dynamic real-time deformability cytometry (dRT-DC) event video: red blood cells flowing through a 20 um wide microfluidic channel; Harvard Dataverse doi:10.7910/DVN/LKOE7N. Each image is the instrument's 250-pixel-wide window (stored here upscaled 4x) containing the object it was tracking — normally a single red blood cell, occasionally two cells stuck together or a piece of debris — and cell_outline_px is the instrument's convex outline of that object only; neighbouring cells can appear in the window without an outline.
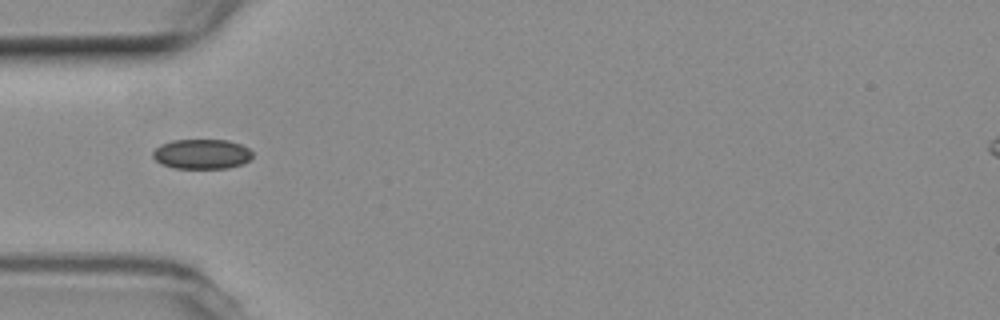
{"species": "common noctule bat (a hibernating species)", "species_latin": "Nyctalus noctula", "temperature_condition": "room temperature", "stored_images_in_passage": 7, "camera_frame_rate_fps": 3000, "um_per_image_px": 0.085, "animal": {"sex": "female", "body_mass_g": 19.3, "forearm_length_mm": 54.1}, "frame": {"image": 1, "passage_image": 1, "time_ms": 0.0, "image_size_px": [1000, 320], "cell_outline_px": [[252, 156], [244, 164], [228, 168], [176, 168], [160, 164], [152, 156], [152, 152], [160, 144], [172, 140], [228, 140], [240, 144], [248, 148], [252, 152]], "centroid_in_image_um": [17.14, 13.09], "position_along_channel_um": 67.9, "area_um2": 17.4}}
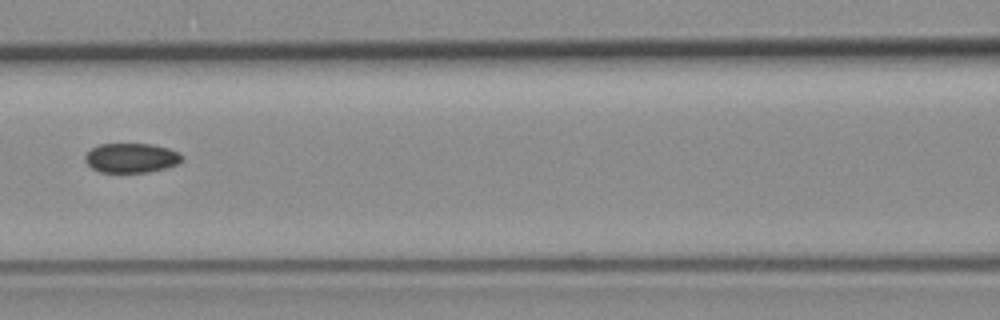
{"frame": {"image": 2, "passage_image": 3, "time_ms": 2.333, "image_size_px": [1000, 320], "cell_outline_px": [[184, 160], [176, 164], [164, 168], [148, 172], [100, 172], [92, 168], [84, 160], [84, 156], [92, 148], [100, 144], [152, 144], [168, 148], [180, 152], [184, 156]], "centroid_in_image_um": [11.18, 13.42], "position_along_channel_um": 155.4, "area_um2": 16.7}}
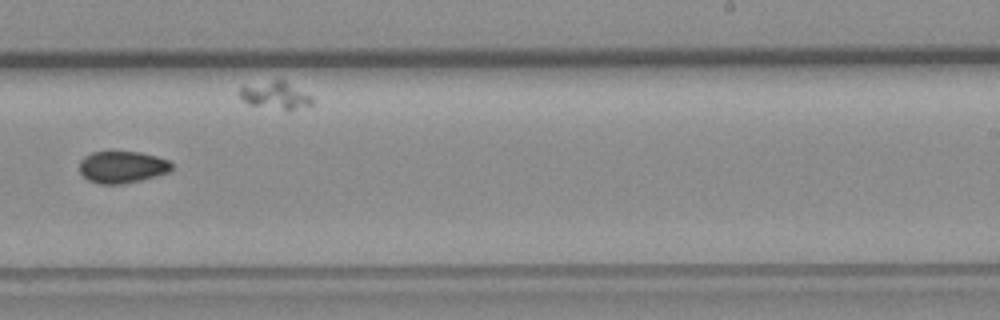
{"frame": {"image": 3, "passage_image": 6, "time_ms": 5.667, "image_size_px": [1000, 320], "cell_outline_px": [[172, 168], [168, 172], [140, 180], [120, 184], [100, 184], [88, 180], [80, 172], [80, 160], [84, 156], [92, 152], [140, 152], [156, 156], [168, 160], [172, 164]], "centroid_in_image_um": [10.37, 14.19], "position_along_channel_um": 278.6, "area_um2": 16.99}}